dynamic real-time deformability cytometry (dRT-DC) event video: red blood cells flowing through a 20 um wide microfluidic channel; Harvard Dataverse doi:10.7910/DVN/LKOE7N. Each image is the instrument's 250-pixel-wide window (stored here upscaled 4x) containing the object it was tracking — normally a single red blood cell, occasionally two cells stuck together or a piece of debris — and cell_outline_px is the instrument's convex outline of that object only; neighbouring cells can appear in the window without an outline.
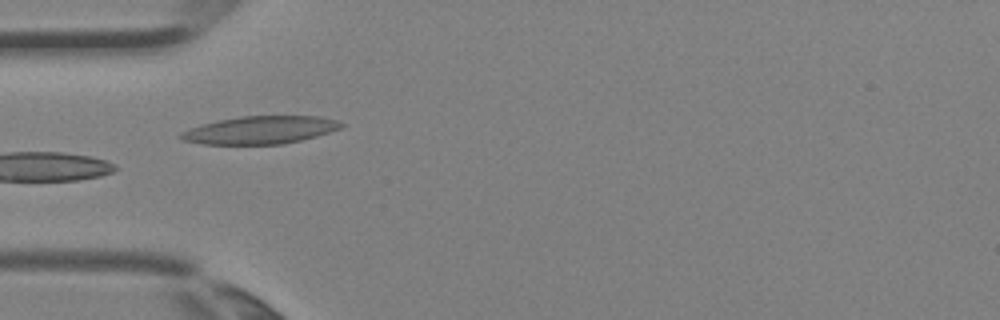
{"species": "Egyptian fruit bat (a non-hibernating species)", "species_latin": "Rousettus aegyptiacus", "temperature_condition": "room temperature", "stored_images_in_passage": 5, "camera_frame_rate_fps": 3000, "um_per_image_px": 0.085, "animal": {"sex": "female"}, "frame": {"image": 1, "passage_image": 4, "time_ms": 1.0, "image_size_px": [1000, 320], "cell_outline_px": [[344, 124], [340, 128], [316, 136], [284, 144], [204, 144], [184, 140], [176, 136], [180, 132], [200, 124], [240, 116], [320, 116], [336, 120]], "centroid_in_image_um": [22.08, 11.05], "position_along_channel_um": 62.9, "area_um2": 25.84}}
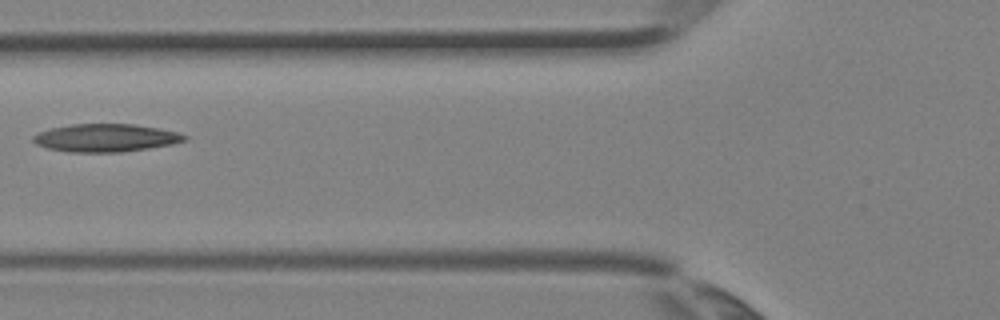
{"frame": {"image": 2, "passage_image": 5, "time_ms": 1.333, "image_size_px": [1000, 320], "cell_outline_px": [[188, 140], [172, 144], [148, 148], [120, 152], [72, 152], [48, 148], [36, 144], [32, 140], [32, 136], [40, 132], [52, 128], [72, 124], [132, 124], [180, 132], [188, 136]], "centroid_in_image_um": [9.01, 11.72], "position_along_channel_um": 116.8, "area_um2": 24.45}}